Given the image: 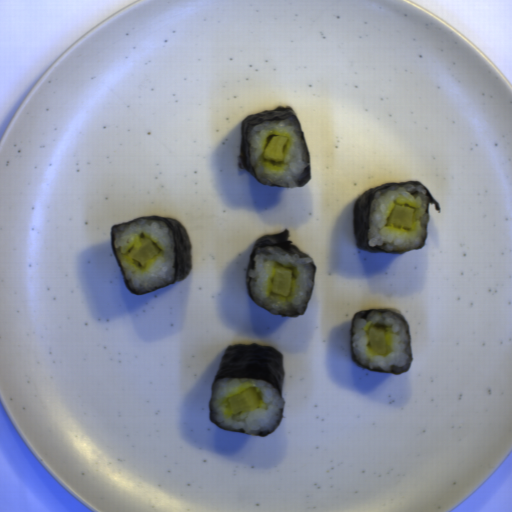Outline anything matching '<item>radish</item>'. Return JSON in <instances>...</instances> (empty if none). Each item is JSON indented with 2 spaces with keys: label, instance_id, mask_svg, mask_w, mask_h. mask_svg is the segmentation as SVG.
<instances>
[{
  "label": "radish",
  "instance_id": "radish-5",
  "mask_svg": "<svg viewBox=\"0 0 512 512\" xmlns=\"http://www.w3.org/2000/svg\"><path fill=\"white\" fill-rule=\"evenodd\" d=\"M412 218H413L412 207L396 203L387 220L389 221V223L396 224V225L411 229Z\"/></svg>",
  "mask_w": 512,
  "mask_h": 512
},
{
  "label": "radish",
  "instance_id": "radish-6",
  "mask_svg": "<svg viewBox=\"0 0 512 512\" xmlns=\"http://www.w3.org/2000/svg\"><path fill=\"white\" fill-rule=\"evenodd\" d=\"M368 340L370 342L371 348L375 352L381 355L387 353L388 347L385 336V327L370 326L368 330Z\"/></svg>",
  "mask_w": 512,
  "mask_h": 512
},
{
  "label": "radish",
  "instance_id": "radish-2",
  "mask_svg": "<svg viewBox=\"0 0 512 512\" xmlns=\"http://www.w3.org/2000/svg\"><path fill=\"white\" fill-rule=\"evenodd\" d=\"M292 269L286 266H275L270 291L272 293L288 296L291 291Z\"/></svg>",
  "mask_w": 512,
  "mask_h": 512
},
{
  "label": "radish",
  "instance_id": "radish-4",
  "mask_svg": "<svg viewBox=\"0 0 512 512\" xmlns=\"http://www.w3.org/2000/svg\"><path fill=\"white\" fill-rule=\"evenodd\" d=\"M288 141L287 137L282 136H272L269 143L265 147L262 158L272 160V161H281L284 158V147Z\"/></svg>",
  "mask_w": 512,
  "mask_h": 512
},
{
  "label": "radish",
  "instance_id": "radish-1",
  "mask_svg": "<svg viewBox=\"0 0 512 512\" xmlns=\"http://www.w3.org/2000/svg\"><path fill=\"white\" fill-rule=\"evenodd\" d=\"M228 402L232 414L251 412L260 405L259 398L252 388L229 397Z\"/></svg>",
  "mask_w": 512,
  "mask_h": 512
},
{
  "label": "radish",
  "instance_id": "radish-3",
  "mask_svg": "<svg viewBox=\"0 0 512 512\" xmlns=\"http://www.w3.org/2000/svg\"><path fill=\"white\" fill-rule=\"evenodd\" d=\"M158 252L159 248L155 243L148 237H144L139 240L138 246L132 247L129 255L131 258L136 259L141 266H144L153 259Z\"/></svg>",
  "mask_w": 512,
  "mask_h": 512
}]
</instances>
